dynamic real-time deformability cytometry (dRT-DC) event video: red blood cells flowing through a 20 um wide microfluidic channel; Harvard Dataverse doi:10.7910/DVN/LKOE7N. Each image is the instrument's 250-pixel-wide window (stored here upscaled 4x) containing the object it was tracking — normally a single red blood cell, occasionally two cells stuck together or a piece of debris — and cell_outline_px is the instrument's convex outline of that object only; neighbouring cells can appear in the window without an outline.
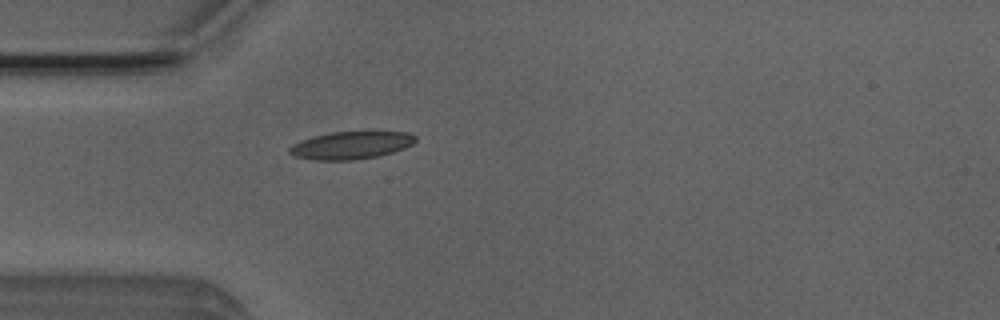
{"species": "Egyptian fruit bat (a non-hibernating species)", "species_latin": "Rousettus aegyptiacus", "temperature_condition": "room temperature", "stored_images_in_passage": 2, "camera_frame_rate_fps": 3000, "um_per_image_px": 0.085, "animal": {"sex": "male"}, "frame": {"image": 1, "passage_image": 2, "time_ms": 0.333, "image_size_px": [1000, 320], "cell_outline_px": [[416, 140], [412, 144], [404, 148], [380, 156], [352, 160], [316, 160], [296, 156], [288, 152], [288, 148], [292, 144], [312, 136], [332, 132], [408, 132], [416, 136]], "centroid_in_image_um": [29.83, 12.35], "position_along_channel_um": 55.2, "area_um2": 20.17}}